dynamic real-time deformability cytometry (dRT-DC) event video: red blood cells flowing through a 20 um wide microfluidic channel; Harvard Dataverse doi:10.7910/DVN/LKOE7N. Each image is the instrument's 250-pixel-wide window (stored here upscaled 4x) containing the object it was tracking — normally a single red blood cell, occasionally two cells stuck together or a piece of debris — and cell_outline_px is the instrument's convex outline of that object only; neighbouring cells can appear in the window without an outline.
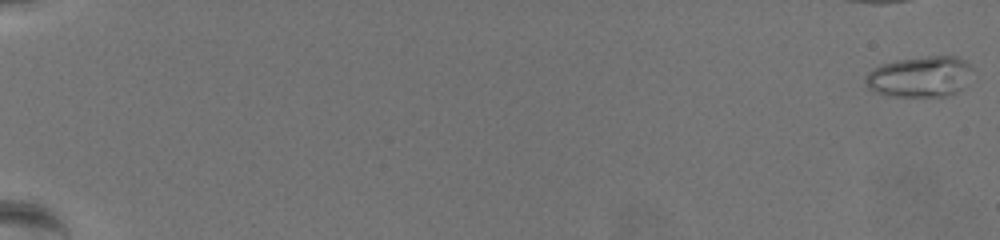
{"species": "common noctule bat (a hibernating species)", "species_latin": "Nyctalus noctula", "temperature_condition": "warm", "stored_images_in_passage": 57, "camera_frame_rate_fps": 3000, "um_per_image_px": 0.085, "animal": {"sex": "female", "body_mass_g": 19.5, "forearm_length_mm": 54.1}, "frame": {"image": 1, "passage_image": 1, "time_ms": 0.0, "image_size_px": [1000, 240], "cell_outline_px": [[972, 68], [960, 88], [956, 92], [944, 96], [888, 96], [876, 92], [868, 88], [864, 84], [864, 76], [872, 68], [880, 64], [896, 60], [928, 56], [956, 56], [964, 60]], "centroid_in_image_um": [78.09, 6.51], "position_along_channel_um": 6.9, "area_um2": 25.26}}
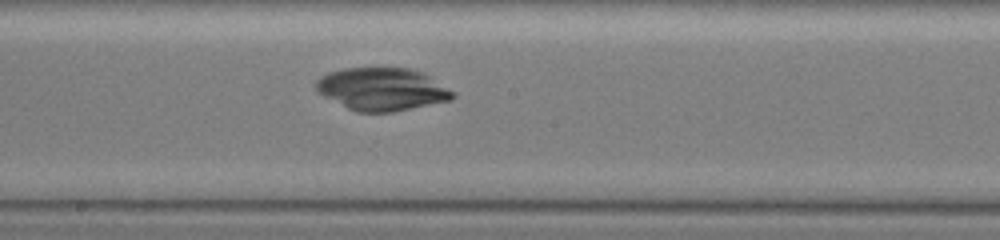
{"frame": {"image": 2, "passage_image": 39, "time_ms": 12.667, "image_size_px": [1000, 240], "cell_outline_px": [[456, 96], [452, 100], [392, 112], [356, 112], [316, 92], [316, 80], [320, 76], [328, 72], [344, 68], [412, 68], [428, 76], [456, 92]], "centroid_in_image_um": [32.47, 7.58], "position_along_channel_um": 215.7, "area_um2": 34.04}}
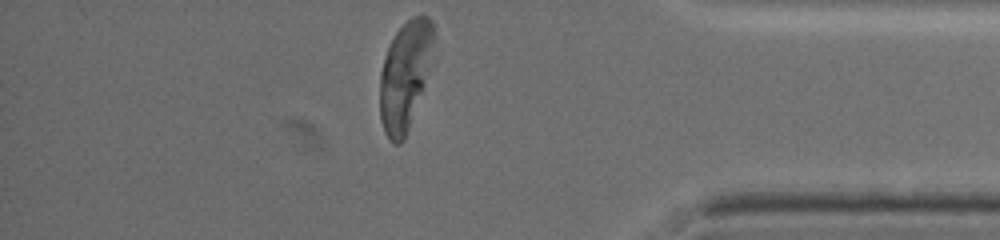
{"frame": {"image": 3, "passage_image": 57, "time_ms": 18.667, "image_size_px": [1000, 240], "cell_outline_px": [[436, 28], [424, 88], [404, 140], [400, 144], [396, 144], [388, 140], [384, 132], [380, 120], [380, 72], [388, 48], [396, 32], [412, 16], [428, 16], [432, 20]], "centroid_in_image_um": [34.42, 6.44], "position_along_channel_um": 400.8, "area_um2": 33.93}}